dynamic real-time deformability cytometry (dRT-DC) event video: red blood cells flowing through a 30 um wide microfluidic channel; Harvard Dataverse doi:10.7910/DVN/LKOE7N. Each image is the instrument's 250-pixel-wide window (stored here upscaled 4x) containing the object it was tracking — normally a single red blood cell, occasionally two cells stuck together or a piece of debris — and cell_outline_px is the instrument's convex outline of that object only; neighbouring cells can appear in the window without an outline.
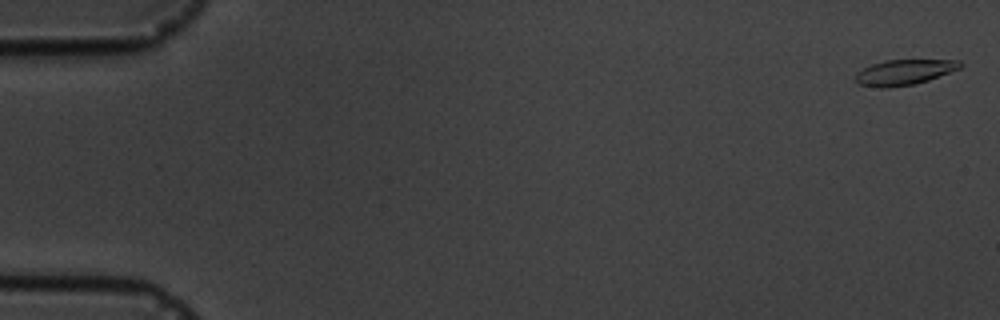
{"species": "common noctule bat (a hibernating species)", "species_latin": "Nyctalus noctula", "temperature_condition": "cold", "stored_images_in_passage": 7, "camera_frame_rate_fps": 3000, "um_per_image_px": 0.085, "animal": {"sex": "male", "body_mass_g": 19.5, "forearm_length_mm": 54.6}, "frame": {"image": 1, "passage_image": 1, "time_ms": 0.0, "image_size_px": [1000, 320], "cell_outline_px": [[964, 64], [960, 68], [928, 80], [916, 84], [888, 88], [880, 88], [860, 84], [856, 80], [856, 72], [872, 64], [884, 60], [960, 60]], "centroid_in_image_um": [76.87, 6.14], "position_along_channel_um": 8.1, "area_um2": 15.43}}
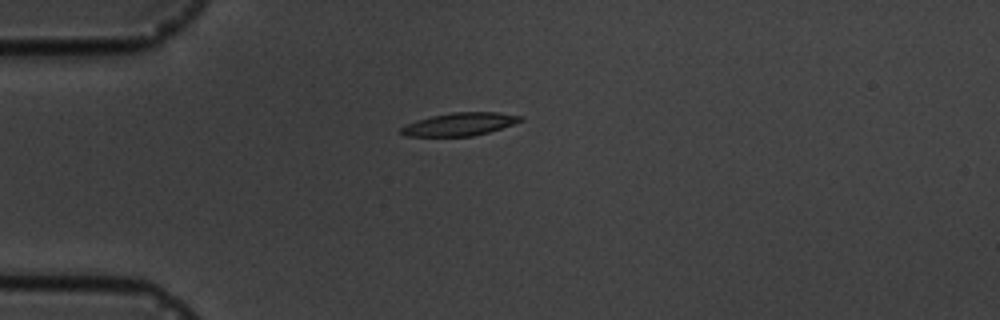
{"frame": {"image": 2, "passage_image": 5, "time_ms": 4.667, "image_size_px": [1000, 320], "cell_outline_px": [[524, 120], [488, 132], [472, 136], [404, 136], [400, 132], [400, 128], [416, 120], [432, 116], [452, 112], [500, 112], [524, 116]], "centroid_in_image_um": [39.09, 10.55], "position_along_channel_um": 45.9, "area_um2": 15.9}}
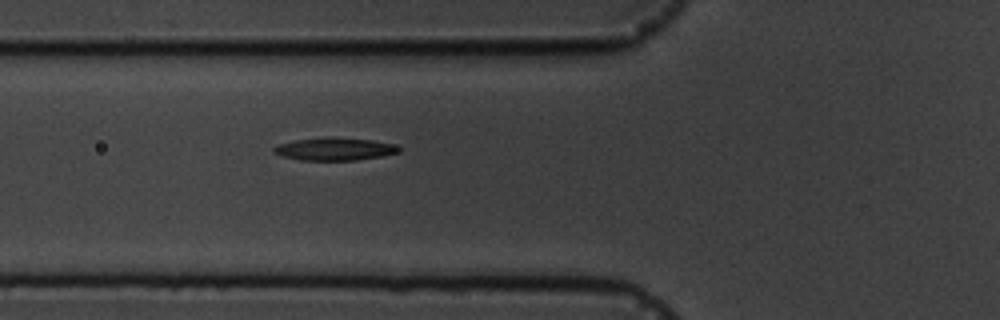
{"frame": {"image": 3, "passage_image": 7, "time_ms": 6.667, "image_size_px": [1000, 320], "cell_outline_px": [[404, 148], [400, 152], [380, 156], [356, 160], [300, 160], [284, 156], [272, 152], [272, 148], [280, 144], [296, 140], [372, 140], [392, 144]], "centroid_in_image_um": [28.48, 12.72], "position_along_channel_um": 97.3, "area_um2": 15.43}}